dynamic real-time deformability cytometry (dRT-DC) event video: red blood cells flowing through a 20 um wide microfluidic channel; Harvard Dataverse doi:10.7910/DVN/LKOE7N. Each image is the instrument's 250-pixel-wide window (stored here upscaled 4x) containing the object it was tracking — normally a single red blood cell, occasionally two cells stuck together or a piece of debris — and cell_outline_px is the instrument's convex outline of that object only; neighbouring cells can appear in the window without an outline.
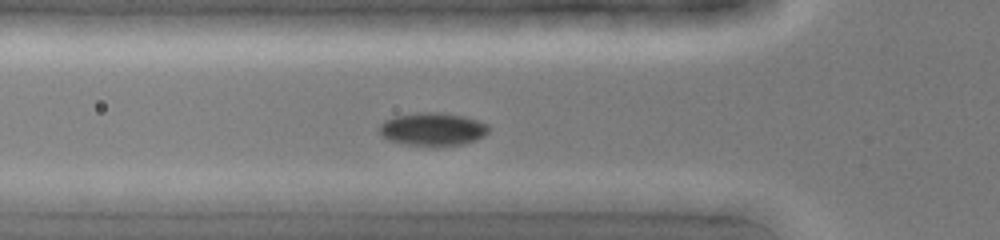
{"species": "common noctule bat (a hibernating species)", "species_latin": "Nyctalus noctula", "temperature_condition": "cold", "stored_images_in_passage": 42, "camera_frame_rate_fps": 3000, "um_per_image_px": 0.085, "animal": {"sex": "female", "body_mass_g": 19.0, "forearm_length_mm": 51.5}, "frame": {"image": 1, "passage_image": 15, "time_ms": 4.667, "image_size_px": [1000, 240], "cell_outline_px": [[492, 128], [484, 136], [460, 144], [412, 144], [388, 140], [380, 132], [380, 124], [384, 120], [396, 116], [416, 112], [440, 112], [464, 116], [488, 124]], "centroid_in_image_um": [36.8, 10.93], "position_along_channel_um": 89.0, "area_um2": 20.46}}
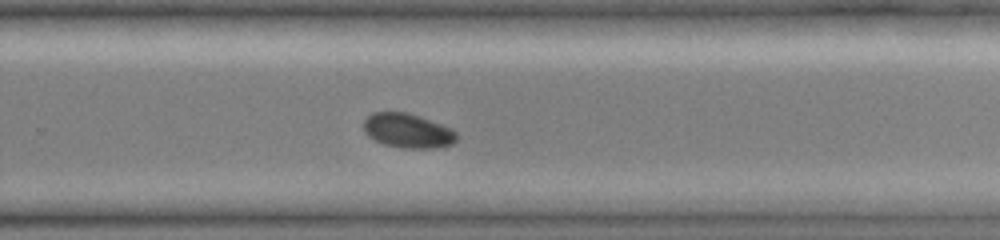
{"frame": {"image": 2, "passage_image": 29, "time_ms": 9.333, "image_size_px": [1000, 240], "cell_outline_px": [[456, 140], [452, 144], [432, 148], [404, 148], [384, 144], [368, 136], [364, 132], [364, 120], [372, 112], [408, 112], [452, 128], [456, 132]], "centroid_in_image_um": [34.65, 11.1], "position_along_channel_um": 295.2, "area_um2": 18.55}}
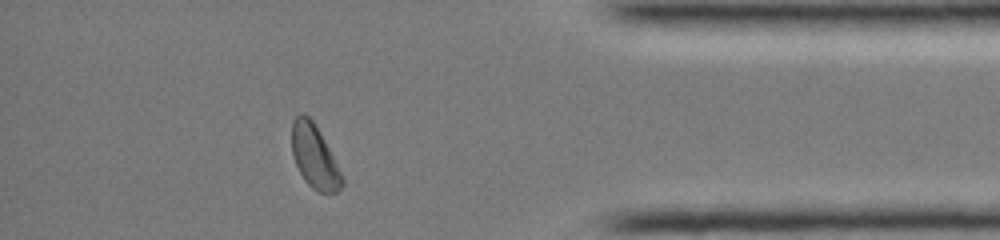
{"frame": {"image": 3, "passage_image": 38, "time_ms": 12.333, "image_size_px": [1000, 240], "cell_outline_px": [[344, 184], [336, 192], [320, 192], [312, 188], [304, 180], [292, 156], [292, 120], [300, 112], [308, 116], [316, 124], [344, 180]], "centroid_in_image_um": [26.7, 13.29], "position_along_channel_um": 408.5, "area_um2": 18.26}}